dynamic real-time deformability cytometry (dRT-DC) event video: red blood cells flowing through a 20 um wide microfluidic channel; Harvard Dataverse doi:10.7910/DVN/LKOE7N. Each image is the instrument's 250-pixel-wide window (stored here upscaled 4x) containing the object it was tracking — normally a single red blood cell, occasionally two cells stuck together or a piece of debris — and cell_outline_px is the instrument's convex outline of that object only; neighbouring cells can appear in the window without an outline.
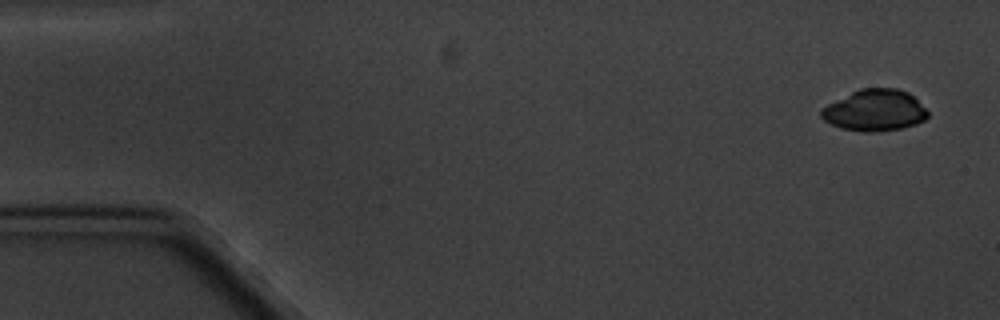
{"species": "common noctule bat (a hibernating species)", "species_latin": "Nyctalus noctula", "temperature_condition": "cold", "stored_images_in_passage": 5, "segment_of_instrument_passage": [1, 2], "camera_frame_rate_fps": 3000, "um_per_image_px": 0.085, "animal": {"sex": "male", "body_mass_g": 20.1, "forearm_length_mm": 53.5}, "frame": {"image": 1, "passage_image": 1, "time_ms": 0.0, "image_size_px": [1000, 320], "cell_outline_px": [[928, 116], [924, 120], [916, 124], [900, 128], [880, 132], [860, 132], [840, 128], [824, 120], [820, 116], [820, 108], [860, 88], [896, 88], [908, 92], [928, 112]], "centroid_in_image_um": [74.32, 9.39], "position_along_channel_um": 10.7, "area_um2": 25.66}}